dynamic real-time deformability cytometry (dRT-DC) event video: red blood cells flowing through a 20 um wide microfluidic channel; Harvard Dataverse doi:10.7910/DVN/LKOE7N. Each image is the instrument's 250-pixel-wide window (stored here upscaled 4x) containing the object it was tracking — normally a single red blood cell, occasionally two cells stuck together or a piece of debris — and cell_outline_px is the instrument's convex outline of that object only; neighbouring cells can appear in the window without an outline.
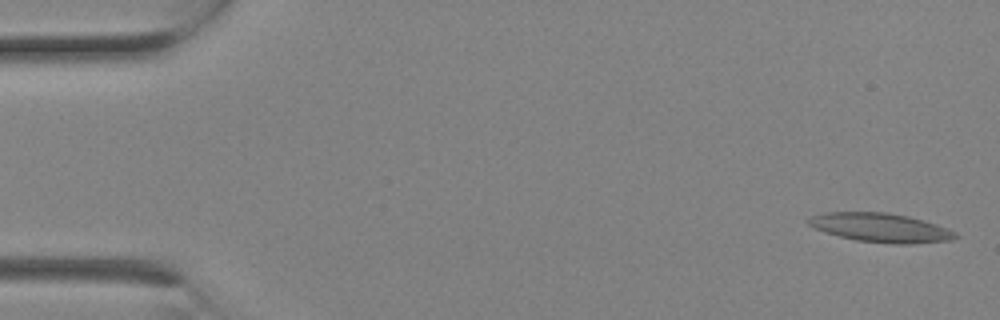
{"species": "Egyptian fruit bat (a non-hibernating species)", "species_latin": "Rousettus aegyptiacus", "temperature_condition": "room temperature", "stored_images_in_passage": 4, "camera_frame_rate_fps": 3000, "um_per_image_px": 0.085, "animal": {"sex": "female"}, "frame": {"image": 1, "passage_image": 4, "time_ms": 1.0, "image_size_px": [1000, 320], "cell_outline_px": [[960, 236], [952, 240], [912, 244], [896, 244], [856, 240], [824, 232], [808, 224], [804, 220], [808, 216], [828, 212], [884, 212], [908, 216], [924, 220], [948, 228], [956, 232]], "centroid_in_image_um": [74.86, 19.35], "position_along_channel_um": 10.1, "area_um2": 24.97}}